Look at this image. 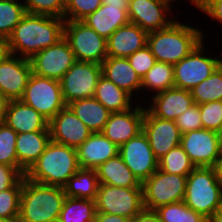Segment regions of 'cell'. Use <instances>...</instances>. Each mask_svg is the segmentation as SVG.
Listing matches in <instances>:
<instances>
[{
    "label": "cell",
    "mask_w": 222,
    "mask_h": 222,
    "mask_svg": "<svg viewBox=\"0 0 222 222\" xmlns=\"http://www.w3.org/2000/svg\"><path fill=\"white\" fill-rule=\"evenodd\" d=\"M194 102L198 105L222 100V64L204 81L191 90Z\"/></svg>",
    "instance_id": "obj_35"
},
{
    "label": "cell",
    "mask_w": 222,
    "mask_h": 222,
    "mask_svg": "<svg viewBox=\"0 0 222 222\" xmlns=\"http://www.w3.org/2000/svg\"><path fill=\"white\" fill-rule=\"evenodd\" d=\"M98 187L95 169L80 168L68 179L63 189L67 197L96 200Z\"/></svg>",
    "instance_id": "obj_30"
},
{
    "label": "cell",
    "mask_w": 222,
    "mask_h": 222,
    "mask_svg": "<svg viewBox=\"0 0 222 222\" xmlns=\"http://www.w3.org/2000/svg\"><path fill=\"white\" fill-rule=\"evenodd\" d=\"M196 9L222 25V0H203Z\"/></svg>",
    "instance_id": "obj_45"
},
{
    "label": "cell",
    "mask_w": 222,
    "mask_h": 222,
    "mask_svg": "<svg viewBox=\"0 0 222 222\" xmlns=\"http://www.w3.org/2000/svg\"><path fill=\"white\" fill-rule=\"evenodd\" d=\"M173 1L175 2L176 0H173ZM178 1H179V0H177V2H178ZM187 1H189L191 5H194V8H195V7H197L203 0H187Z\"/></svg>",
    "instance_id": "obj_54"
},
{
    "label": "cell",
    "mask_w": 222,
    "mask_h": 222,
    "mask_svg": "<svg viewBox=\"0 0 222 222\" xmlns=\"http://www.w3.org/2000/svg\"><path fill=\"white\" fill-rule=\"evenodd\" d=\"M22 3L26 13L64 18L65 0H23Z\"/></svg>",
    "instance_id": "obj_39"
},
{
    "label": "cell",
    "mask_w": 222,
    "mask_h": 222,
    "mask_svg": "<svg viewBox=\"0 0 222 222\" xmlns=\"http://www.w3.org/2000/svg\"><path fill=\"white\" fill-rule=\"evenodd\" d=\"M218 181L222 185V158H219L214 166Z\"/></svg>",
    "instance_id": "obj_50"
},
{
    "label": "cell",
    "mask_w": 222,
    "mask_h": 222,
    "mask_svg": "<svg viewBox=\"0 0 222 222\" xmlns=\"http://www.w3.org/2000/svg\"><path fill=\"white\" fill-rule=\"evenodd\" d=\"M160 222H207L202 214L188 207L184 201L159 206L153 211Z\"/></svg>",
    "instance_id": "obj_33"
},
{
    "label": "cell",
    "mask_w": 222,
    "mask_h": 222,
    "mask_svg": "<svg viewBox=\"0 0 222 222\" xmlns=\"http://www.w3.org/2000/svg\"><path fill=\"white\" fill-rule=\"evenodd\" d=\"M22 187L23 177L10 189L0 192V218L8 222L18 221Z\"/></svg>",
    "instance_id": "obj_37"
},
{
    "label": "cell",
    "mask_w": 222,
    "mask_h": 222,
    "mask_svg": "<svg viewBox=\"0 0 222 222\" xmlns=\"http://www.w3.org/2000/svg\"><path fill=\"white\" fill-rule=\"evenodd\" d=\"M79 169L77 150L50 140L25 177L32 182L63 188Z\"/></svg>",
    "instance_id": "obj_3"
},
{
    "label": "cell",
    "mask_w": 222,
    "mask_h": 222,
    "mask_svg": "<svg viewBox=\"0 0 222 222\" xmlns=\"http://www.w3.org/2000/svg\"><path fill=\"white\" fill-rule=\"evenodd\" d=\"M102 4L114 7H128L129 0H102Z\"/></svg>",
    "instance_id": "obj_49"
},
{
    "label": "cell",
    "mask_w": 222,
    "mask_h": 222,
    "mask_svg": "<svg viewBox=\"0 0 222 222\" xmlns=\"http://www.w3.org/2000/svg\"><path fill=\"white\" fill-rule=\"evenodd\" d=\"M8 103L9 99L0 92V123H3L5 120Z\"/></svg>",
    "instance_id": "obj_48"
},
{
    "label": "cell",
    "mask_w": 222,
    "mask_h": 222,
    "mask_svg": "<svg viewBox=\"0 0 222 222\" xmlns=\"http://www.w3.org/2000/svg\"><path fill=\"white\" fill-rule=\"evenodd\" d=\"M64 38L76 61L102 64L107 56V40L83 21H65Z\"/></svg>",
    "instance_id": "obj_9"
},
{
    "label": "cell",
    "mask_w": 222,
    "mask_h": 222,
    "mask_svg": "<svg viewBox=\"0 0 222 222\" xmlns=\"http://www.w3.org/2000/svg\"><path fill=\"white\" fill-rule=\"evenodd\" d=\"M145 106L135 103L123 112L111 113L102 133L118 147L126 143L142 131Z\"/></svg>",
    "instance_id": "obj_18"
},
{
    "label": "cell",
    "mask_w": 222,
    "mask_h": 222,
    "mask_svg": "<svg viewBox=\"0 0 222 222\" xmlns=\"http://www.w3.org/2000/svg\"><path fill=\"white\" fill-rule=\"evenodd\" d=\"M174 87V68L172 64L157 61L142 78L141 92L151 91L152 95Z\"/></svg>",
    "instance_id": "obj_31"
},
{
    "label": "cell",
    "mask_w": 222,
    "mask_h": 222,
    "mask_svg": "<svg viewBox=\"0 0 222 222\" xmlns=\"http://www.w3.org/2000/svg\"><path fill=\"white\" fill-rule=\"evenodd\" d=\"M195 168L181 145L172 148L158 160V169L170 174L188 176Z\"/></svg>",
    "instance_id": "obj_34"
},
{
    "label": "cell",
    "mask_w": 222,
    "mask_h": 222,
    "mask_svg": "<svg viewBox=\"0 0 222 222\" xmlns=\"http://www.w3.org/2000/svg\"><path fill=\"white\" fill-rule=\"evenodd\" d=\"M4 123L17 134L49 131V121L22 100H9Z\"/></svg>",
    "instance_id": "obj_22"
},
{
    "label": "cell",
    "mask_w": 222,
    "mask_h": 222,
    "mask_svg": "<svg viewBox=\"0 0 222 222\" xmlns=\"http://www.w3.org/2000/svg\"><path fill=\"white\" fill-rule=\"evenodd\" d=\"M174 122L179 128L181 134L203 128L199 105L195 103L179 115Z\"/></svg>",
    "instance_id": "obj_43"
},
{
    "label": "cell",
    "mask_w": 222,
    "mask_h": 222,
    "mask_svg": "<svg viewBox=\"0 0 222 222\" xmlns=\"http://www.w3.org/2000/svg\"><path fill=\"white\" fill-rule=\"evenodd\" d=\"M219 158H222V129L216 131Z\"/></svg>",
    "instance_id": "obj_51"
},
{
    "label": "cell",
    "mask_w": 222,
    "mask_h": 222,
    "mask_svg": "<svg viewBox=\"0 0 222 222\" xmlns=\"http://www.w3.org/2000/svg\"><path fill=\"white\" fill-rule=\"evenodd\" d=\"M128 7H114L102 4L82 21L106 40L118 28L130 23Z\"/></svg>",
    "instance_id": "obj_25"
},
{
    "label": "cell",
    "mask_w": 222,
    "mask_h": 222,
    "mask_svg": "<svg viewBox=\"0 0 222 222\" xmlns=\"http://www.w3.org/2000/svg\"><path fill=\"white\" fill-rule=\"evenodd\" d=\"M186 182L187 176L157 169L142 183L144 209L154 211L159 206L184 201Z\"/></svg>",
    "instance_id": "obj_6"
},
{
    "label": "cell",
    "mask_w": 222,
    "mask_h": 222,
    "mask_svg": "<svg viewBox=\"0 0 222 222\" xmlns=\"http://www.w3.org/2000/svg\"><path fill=\"white\" fill-rule=\"evenodd\" d=\"M204 45L207 44L203 39L188 56L173 65L174 87L191 91L222 64L218 56H209Z\"/></svg>",
    "instance_id": "obj_7"
},
{
    "label": "cell",
    "mask_w": 222,
    "mask_h": 222,
    "mask_svg": "<svg viewBox=\"0 0 222 222\" xmlns=\"http://www.w3.org/2000/svg\"><path fill=\"white\" fill-rule=\"evenodd\" d=\"M25 14L22 1L0 0V38L6 41Z\"/></svg>",
    "instance_id": "obj_36"
},
{
    "label": "cell",
    "mask_w": 222,
    "mask_h": 222,
    "mask_svg": "<svg viewBox=\"0 0 222 222\" xmlns=\"http://www.w3.org/2000/svg\"><path fill=\"white\" fill-rule=\"evenodd\" d=\"M29 60L32 73L56 80H60L76 62L75 55L64 37L56 44L39 51Z\"/></svg>",
    "instance_id": "obj_13"
},
{
    "label": "cell",
    "mask_w": 222,
    "mask_h": 222,
    "mask_svg": "<svg viewBox=\"0 0 222 222\" xmlns=\"http://www.w3.org/2000/svg\"><path fill=\"white\" fill-rule=\"evenodd\" d=\"M66 197L62 187L32 182L23 176L17 222L58 220Z\"/></svg>",
    "instance_id": "obj_4"
},
{
    "label": "cell",
    "mask_w": 222,
    "mask_h": 222,
    "mask_svg": "<svg viewBox=\"0 0 222 222\" xmlns=\"http://www.w3.org/2000/svg\"><path fill=\"white\" fill-rule=\"evenodd\" d=\"M101 76L100 64L76 61L59 80L65 104L93 97Z\"/></svg>",
    "instance_id": "obj_11"
},
{
    "label": "cell",
    "mask_w": 222,
    "mask_h": 222,
    "mask_svg": "<svg viewBox=\"0 0 222 222\" xmlns=\"http://www.w3.org/2000/svg\"><path fill=\"white\" fill-rule=\"evenodd\" d=\"M17 135L7 124L0 123V164L17 167L15 150Z\"/></svg>",
    "instance_id": "obj_38"
},
{
    "label": "cell",
    "mask_w": 222,
    "mask_h": 222,
    "mask_svg": "<svg viewBox=\"0 0 222 222\" xmlns=\"http://www.w3.org/2000/svg\"><path fill=\"white\" fill-rule=\"evenodd\" d=\"M93 97L111 113L129 110L134 106V102L137 103V101H139L103 76L98 80Z\"/></svg>",
    "instance_id": "obj_29"
},
{
    "label": "cell",
    "mask_w": 222,
    "mask_h": 222,
    "mask_svg": "<svg viewBox=\"0 0 222 222\" xmlns=\"http://www.w3.org/2000/svg\"><path fill=\"white\" fill-rule=\"evenodd\" d=\"M48 128L52 141L75 149L93 133L67 105L49 121Z\"/></svg>",
    "instance_id": "obj_19"
},
{
    "label": "cell",
    "mask_w": 222,
    "mask_h": 222,
    "mask_svg": "<svg viewBox=\"0 0 222 222\" xmlns=\"http://www.w3.org/2000/svg\"><path fill=\"white\" fill-rule=\"evenodd\" d=\"M67 106L93 133L103 131L111 114L95 97L72 101Z\"/></svg>",
    "instance_id": "obj_28"
},
{
    "label": "cell",
    "mask_w": 222,
    "mask_h": 222,
    "mask_svg": "<svg viewBox=\"0 0 222 222\" xmlns=\"http://www.w3.org/2000/svg\"><path fill=\"white\" fill-rule=\"evenodd\" d=\"M31 74L29 59L6 52L0 58V92L9 100L21 99Z\"/></svg>",
    "instance_id": "obj_15"
},
{
    "label": "cell",
    "mask_w": 222,
    "mask_h": 222,
    "mask_svg": "<svg viewBox=\"0 0 222 222\" xmlns=\"http://www.w3.org/2000/svg\"><path fill=\"white\" fill-rule=\"evenodd\" d=\"M142 131L148 138L155 157L159 160L172 148L181 144V132L173 120L155 117L147 108L142 123Z\"/></svg>",
    "instance_id": "obj_16"
},
{
    "label": "cell",
    "mask_w": 222,
    "mask_h": 222,
    "mask_svg": "<svg viewBox=\"0 0 222 222\" xmlns=\"http://www.w3.org/2000/svg\"><path fill=\"white\" fill-rule=\"evenodd\" d=\"M127 59L141 79L157 62L155 56L151 53V50L147 45L131 54Z\"/></svg>",
    "instance_id": "obj_42"
},
{
    "label": "cell",
    "mask_w": 222,
    "mask_h": 222,
    "mask_svg": "<svg viewBox=\"0 0 222 222\" xmlns=\"http://www.w3.org/2000/svg\"><path fill=\"white\" fill-rule=\"evenodd\" d=\"M173 2V0H129L127 11L130 23L138 25L148 33L167 28L178 18L175 17V12H172Z\"/></svg>",
    "instance_id": "obj_12"
},
{
    "label": "cell",
    "mask_w": 222,
    "mask_h": 222,
    "mask_svg": "<svg viewBox=\"0 0 222 222\" xmlns=\"http://www.w3.org/2000/svg\"><path fill=\"white\" fill-rule=\"evenodd\" d=\"M94 222H131V220L120 215L96 213Z\"/></svg>",
    "instance_id": "obj_46"
},
{
    "label": "cell",
    "mask_w": 222,
    "mask_h": 222,
    "mask_svg": "<svg viewBox=\"0 0 222 222\" xmlns=\"http://www.w3.org/2000/svg\"><path fill=\"white\" fill-rule=\"evenodd\" d=\"M184 203L208 220L222 207V185L214 167H196L187 176Z\"/></svg>",
    "instance_id": "obj_5"
},
{
    "label": "cell",
    "mask_w": 222,
    "mask_h": 222,
    "mask_svg": "<svg viewBox=\"0 0 222 222\" xmlns=\"http://www.w3.org/2000/svg\"><path fill=\"white\" fill-rule=\"evenodd\" d=\"M131 222H160V220L153 211L144 210L141 214L132 219Z\"/></svg>",
    "instance_id": "obj_47"
},
{
    "label": "cell",
    "mask_w": 222,
    "mask_h": 222,
    "mask_svg": "<svg viewBox=\"0 0 222 222\" xmlns=\"http://www.w3.org/2000/svg\"><path fill=\"white\" fill-rule=\"evenodd\" d=\"M210 222H222V207L209 219Z\"/></svg>",
    "instance_id": "obj_52"
},
{
    "label": "cell",
    "mask_w": 222,
    "mask_h": 222,
    "mask_svg": "<svg viewBox=\"0 0 222 222\" xmlns=\"http://www.w3.org/2000/svg\"><path fill=\"white\" fill-rule=\"evenodd\" d=\"M50 121L65 106L60 81L32 73L20 99Z\"/></svg>",
    "instance_id": "obj_10"
},
{
    "label": "cell",
    "mask_w": 222,
    "mask_h": 222,
    "mask_svg": "<svg viewBox=\"0 0 222 222\" xmlns=\"http://www.w3.org/2000/svg\"><path fill=\"white\" fill-rule=\"evenodd\" d=\"M146 108L155 116L164 120H175L184 111L195 104L191 91L176 87L152 95Z\"/></svg>",
    "instance_id": "obj_20"
},
{
    "label": "cell",
    "mask_w": 222,
    "mask_h": 222,
    "mask_svg": "<svg viewBox=\"0 0 222 222\" xmlns=\"http://www.w3.org/2000/svg\"><path fill=\"white\" fill-rule=\"evenodd\" d=\"M7 52L5 40L0 38V58Z\"/></svg>",
    "instance_id": "obj_53"
},
{
    "label": "cell",
    "mask_w": 222,
    "mask_h": 222,
    "mask_svg": "<svg viewBox=\"0 0 222 222\" xmlns=\"http://www.w3.org/2000/svg\"><path fill=\"white\" fill-rule=\"evenodd\" d=\"M49 131L19 133L16 139L17 167L25 174L50 141Z\"/></svg>",
    "instance_id": "obj_26"
},
{
    "label": "cell",
    "mask_w": 222,
    "mask_h": 222,
    "mask_svg": "<svg viewBox=\"0 0 222 222\" xmlns=\"http://www.w3.org/2000/svg\"><path fill=\"white\" fill-rule=\"evenodd\" d=\"M63 18L26 13L5 41L8 53L31 59L64 37Z\"/></svg>",
    "instance_id": "obj_1"
},
{
    "label": "cell",
    "mask_w": 222,
    "mask_h": 222,
    "mask_svg": "<svg viewBox=\"0 0 222 222\" xmlns=\"http://www.w3.org/2000/svg\"><path fill=\"white\" fill-rule=\"evenodd\" d=\"M199 108L204 129L215 132L222 129V100L200 104Z\"/></svg>",
    "instance_id": "obj_41"
},
{
    "label": "cell",
    "mask_w": 222,
    "mask_h": 222,
    "mask_svg": "<svg viewBox=\"0 0 222 222\" xmlns=\"http://www.w3.org/2000/svg\"><path fill=\"white\" fill-rule=\"evenodd\" d=\"M195 167H214L219 159L216 132L204 128L181 135V144Z\"/></svg>",
    "instance_id": "obj_17"
},
{
    "label": "cell",
    "mask_w": 222,
    "mask_h": 222,
    "mask_svg": "<svg viewBox=\"0 0 222 222\" xmlns=\"http://www.w3.org/2000/svg\"><path fill=\"white\" fill-rule=\"evenodd\" d=\"M118 155L141 183L158 169V159L143 131L119 146Z\"/></svg>",
    "instance_id": "obj_14"
},
{
    "label": "cell",
    "mask_w": 222,
    "mask_h": 222,
    "mask_svg": "<svg viewBox=\"0 0 222 222\" xmlns=\"http://www.w3.org/2000/svg\"><path fill=\"white\" fill-rule=\"evenodd\" d=\"M148 32L138 25L128 23L107 39V56L127 58L147 45Z\"/></svg>",
    "instance_id": "obj_23"
},
{
    "label": "cell",
    "mask_w": 222,
    "mask_h": 222,
    "mask_svg": "<svg viewBox=\"0 0 222 222\" xmlns=\"http://www.w3.org/2000/svg\"><path fill=\"white\" fill-rule=\"evenodd\" d=\"M174 20L167 28L148 33L147 46L159 62L176 64L205 38L203 30Z\"/></svg>",
    "instance_id": "obj_2"
},
{
    "label": "cell",
    "mask_w": 222,
    "mask_h": 222,
    "mask_svg": "<svg viewBox=\"0 0 222 222\" xmlns=\"http://www.w3.org/2000/svg\"><path fill=\"white\" fill-rule=\"evenodd\" d=\"M23 176L18 167L0 164V192L13 187Z\"/></svg>",
    "instance_id": "obj_44"
},
{
    "label": "cell",
    "mask_w": 222,
    "mask_h": 222,
    "mask_svg": "<svg viewBox=\"0 0 222 222\" xmlns=\"http://www.w3.org/2000/svg\"><path fill=\"white\" fill-rule=\"evenodd\" d=\"M102 5V0H65V21H82Z\"/></svg>",
    "instance_id": "obj_40"
},
{
    "label": "cell",
    "mask_w": 222,
    "mask_h": 222,
    "mask_svg": "<svg viewBox=\"0 0 222 222\" xmlns=\"http://www.w3.org/2000/svg\"><path fill=\"white\" fill-rule=\"evenodd\" d=\"M0 222H8V221H6V220L0 218Z\"/></svg>",
    "instance_id": "obj_55"
},
{
    "label": "cell",
    "mask_w": 222,
    "mask_h": 222,
    "mask_svg": "<svg viewBox=\"0 0 222 222\" xmlns=\"http://www.w3.org/2000/svg\"><path fill=\"white\" fill-rule=\"evenodd\" d=\"M96 212L95 200L66 197L58 220L60 222H94Z\"/></svg>",
    "instance_id": "obj_32"
},
{
    "label": "cell",
    "mask_w": 222,
    "mask_h": 222,
    "mask_svg": "<svg viewBox=\"0 0 222 222\" xmlns=\"http://www.w3.org/2000/svg\"><path fill=\"white\" fill-rule=\"evenodd\" d=\"M77 150L80 168L96 169L108 159L118 155L119 147L102 132L92 133Z\"/></svg>",
    "instance_id": "obj_21"
},
{
    "label": "cell",
    "mask_w": 222,
    "mask_h": 222,
    "mask_svg": "<svg viewBox=\"0 0 222 222\" xmlns=\"http://www.w3.org/2000/svg\"><path fill=\"white\" fill-rule=\"evenodd\" d=\"M102 76L125 90L133 98H138L141 91L142 79L130 65L127 58L108 56L101 64Z\"/></svg>",
    "instance_id": "obj_24"
},
{
    "label": "cell",
    "mask_w": 222,
    "mask_h": 222,
    "mask_svg": "<svg viewBox=\"0 0 222 222\" xmlns=\"http://www.w3.org/2000/svg\"><path fill=\"white\" fill-rule=\"evenodd\" d=\"M95 203L96 213L120 215L130 220L145 210L143 206V188H125L99 184Z\"/></svg>",
    "instance_id": "obj_8"
},
{
    "label": "cell",
    "mask_w": 222,
    "mask_h": 222,
    "mask_svg": "<svg viewBox=\"0 0 222 222\" xmlns=\"http://www.w3.org/2000/svg\"><path fill=\"white\" fill-rule=\"evenodd\" d=\"M95 171L99 184H107L125 188H142V183L125 165L124 161L119 155L108 159L106 162L99 165Z\"/></svg>",
    "instance_id": "obj_27"
}]
</instances>
